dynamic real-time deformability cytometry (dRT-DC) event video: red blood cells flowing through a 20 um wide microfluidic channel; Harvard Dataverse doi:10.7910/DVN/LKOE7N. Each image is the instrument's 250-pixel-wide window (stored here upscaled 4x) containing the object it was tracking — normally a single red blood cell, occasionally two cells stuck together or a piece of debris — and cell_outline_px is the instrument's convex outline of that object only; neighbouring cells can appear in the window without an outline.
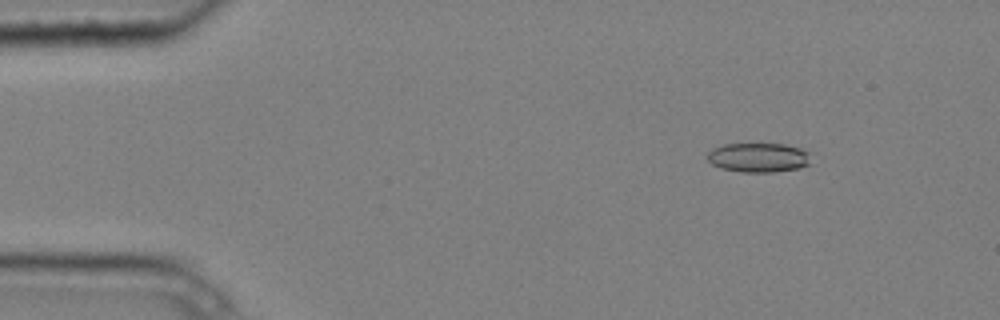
{"species": "common noctule bat (a hibernating species)", "species_latin": "Nyctalus noctula", "temperature_condition": "cold", "stored_images_in_passage": 4, "segment_of_instrument_passage": [2, 2], "camera_frame_rate_fps": 3000, "um_per_image_px": 0.085, "animal": {"sex": "male", "body_mass_g": 20.4}, "frame": {"image": 1, "passage_image": 4, "time_ms": 1.0, "image_size_px": [1000, 320], "cell_outline_px": [[808, 164], [796, 168], [776, 172], [744, 172], [720, 168], [712, 164], [708, 160], [708, 152], [712, 148], [724, 144], [784, 144], [800, 148], [808, 152]], "centroid_in_image_um": [64.42, 13.38], "position_along_channel_um": 20.6, "area_um2": 17.51}}